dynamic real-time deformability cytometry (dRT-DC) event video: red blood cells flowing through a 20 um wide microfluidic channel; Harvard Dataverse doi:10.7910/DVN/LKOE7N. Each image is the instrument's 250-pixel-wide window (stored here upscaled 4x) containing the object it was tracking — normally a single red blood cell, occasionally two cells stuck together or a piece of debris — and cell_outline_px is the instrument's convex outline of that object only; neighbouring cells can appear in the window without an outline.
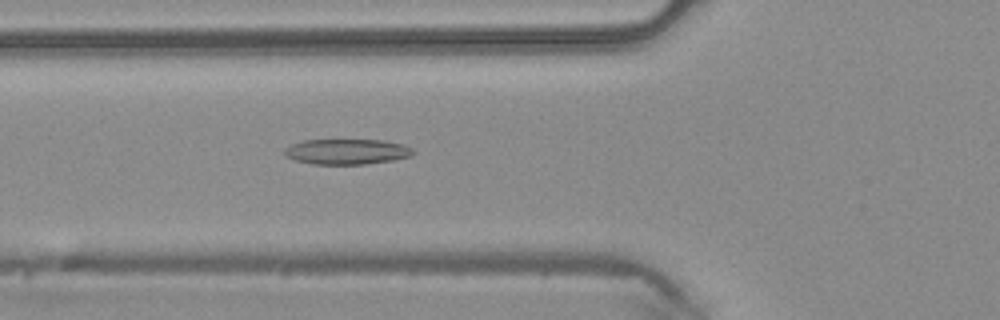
{"species": "common noctule bat (a hibernating species)", "species_latin": "Nyctalus noctula", "temperature_condition": "warm", "stored_images_in_passage": 44, "camera_frame_rate_fps": 3000, "um_per_image_px": 0.085, "animal": {"sex": "male", "body_mass_g": 20.4}, "frame": {"image": 1, "passage_image": 14, "time_ms": 4.333, "image_size_px": [1000, 320], "cell_outline_px": [[416, 152], [412, 156], [392, 160], [364, 164], [312, 164], [296, 160], [284, 156], [284, 148], [292, 144], [304, 140], [384, 140], [400, 144], [412, 148]], "centroid_in_image_um": [29.47, 12.89], "position_along_channel_um": 96.3, "area_um2": 19.02}}
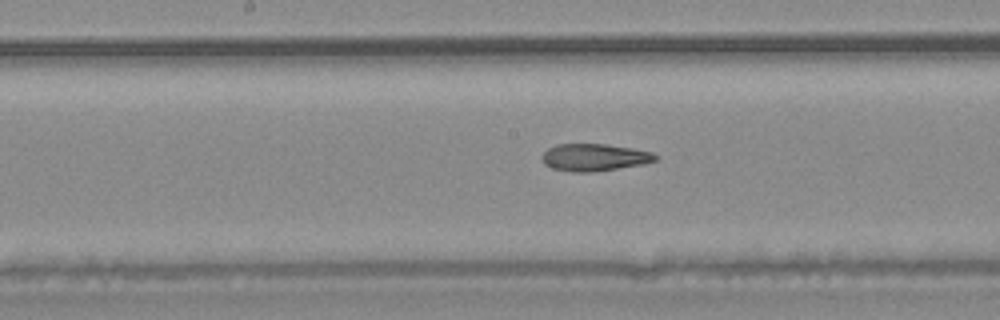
{"frame": {"image": 2, "passage_image": 21, "time_ms": 6.667, "image_size_px": [1000, 320], "cell_outline_px": [[660, 156], [656, 160], [644, 164], [592, 172], [572, 172], [552, 168], [544, 164], [540, 156], [548, 148], [556, 144], [604, 144], [632, 148], [652, 152]], "centroid_in_image_um": [50.51, 13.37], "position_along_channel_um": 197.7, "area_um2": 18.09}}
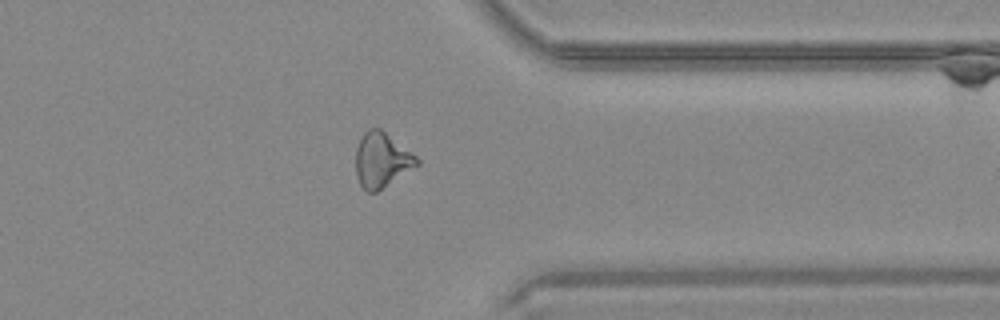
{"frame": {"image": 3, "passage_image": 34, "time_ms": 11.0, "image_size_px": [1000, 320], "cell_outline_px": [[420, 164], [376, 192], [368, 192], [360, 184], [356, 176], [356, 148], [364, 132], [368, 128], [380, 128], [416, 156], [420, 160]], "centroid_in_image_um": [32.44, 13.6], "position_along_channel_um": 379.0, "area_um2": 19.31}}